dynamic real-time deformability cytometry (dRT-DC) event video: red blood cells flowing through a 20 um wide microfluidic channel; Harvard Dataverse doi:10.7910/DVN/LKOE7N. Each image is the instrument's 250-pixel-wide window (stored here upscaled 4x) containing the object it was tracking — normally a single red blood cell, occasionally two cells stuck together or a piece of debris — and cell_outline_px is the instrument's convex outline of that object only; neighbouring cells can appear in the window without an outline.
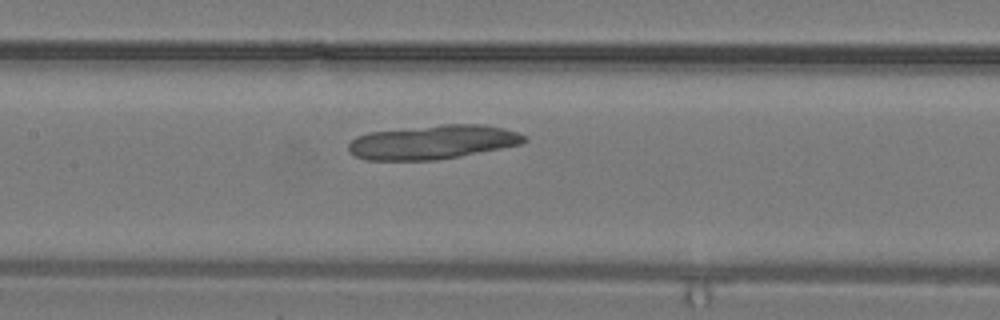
{"species": "common noctule bat (a hibernating species)", "species_latin": "Nyctalus noctula", "temperature_condition": "warm", "stored_images_in_passage": 23, "camera_frame_rate_fps": 3000, "um_per_image_px": 0.085, "animal": {"sex": "male", "body_mass_g": 19.2, "forearm_length_mm": 51.8}, "frame": {"image": 1, "passage_image": 15, "time_ms": 4.667, "image_size_px": [1000, 320], "cell_outline_px": [[528, 140], [520, 144], [460, 156], [436, 160], [364, 160], [348, 152], [348, 144], [356, 136], [368, 132], [444, 124], [484, 124], [504, 128], [516, 132], [524, 136]], "centroid_in_image_um": [36.74, 12.08], "position_along_channel_um": 170.7, "area_um2": 34.85}}
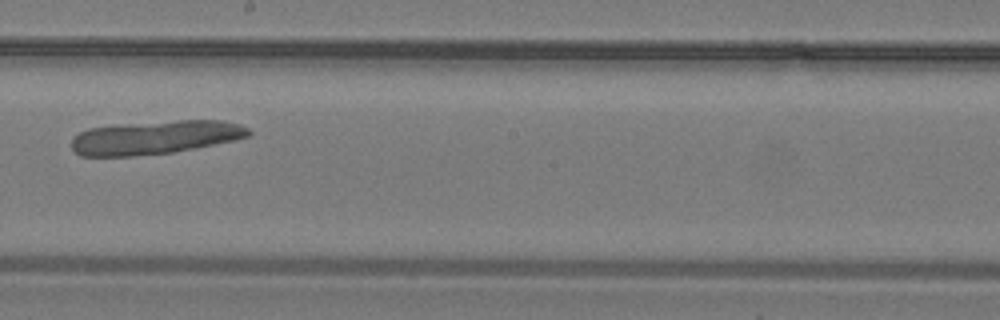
{"frame": {"image": 2, "passage_image": 18, "time_ms": 5.667, "image_size_px": [1000, 320], "cell_outline_px": [[252, 132], [248, 136], [232, 140], [196, 148], [172, 152], [132, 156], [80, 156], [72, 148], [72, 136], [88, 128], [128, 124], [180, 120], [220, 120], [240, 124], [248, 128]], "centroid_in_image_um": [13.18, 11.68], "position_along_channel_um": 235.0, "area_um2": 34.33}}